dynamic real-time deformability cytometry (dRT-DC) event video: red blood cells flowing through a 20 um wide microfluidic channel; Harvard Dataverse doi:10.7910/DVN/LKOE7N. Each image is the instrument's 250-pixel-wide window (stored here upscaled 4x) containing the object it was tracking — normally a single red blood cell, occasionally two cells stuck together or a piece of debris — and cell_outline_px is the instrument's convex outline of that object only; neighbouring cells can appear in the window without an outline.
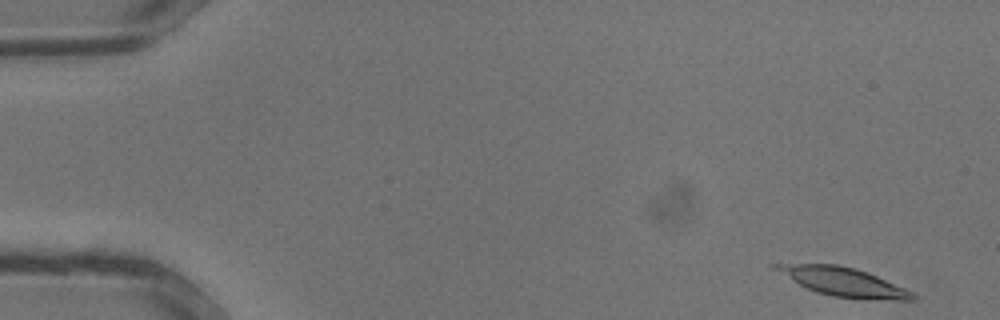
{"species": "common noctule bat (a hibernating species)", "species_latin": "Nyctalus noctula", "temperature_condition": "warm", "stored_images_in_passage": 4, "camera_frame_rate_fps": 3000, "um_per_image_px": 0.085, "animal": {"sex": "male", "body_mass_g": 13.3}, "frame": {"image": 1, "passage_image": 1, "time_ms": 0.0, "image_size_px": [1000, 320], "cell_outline_px": [[916, 300], [868, 300], [832, 296], [816, 292], [768, 268], [768, 264], [836, 264], [852, 268], [876, 276], [904, 288], [912, 292], [916, 296]], "centroid_in_image_um": [71.63, 23.96], "position_along_channel_um": 13.4, "area_um2": 22.72}}